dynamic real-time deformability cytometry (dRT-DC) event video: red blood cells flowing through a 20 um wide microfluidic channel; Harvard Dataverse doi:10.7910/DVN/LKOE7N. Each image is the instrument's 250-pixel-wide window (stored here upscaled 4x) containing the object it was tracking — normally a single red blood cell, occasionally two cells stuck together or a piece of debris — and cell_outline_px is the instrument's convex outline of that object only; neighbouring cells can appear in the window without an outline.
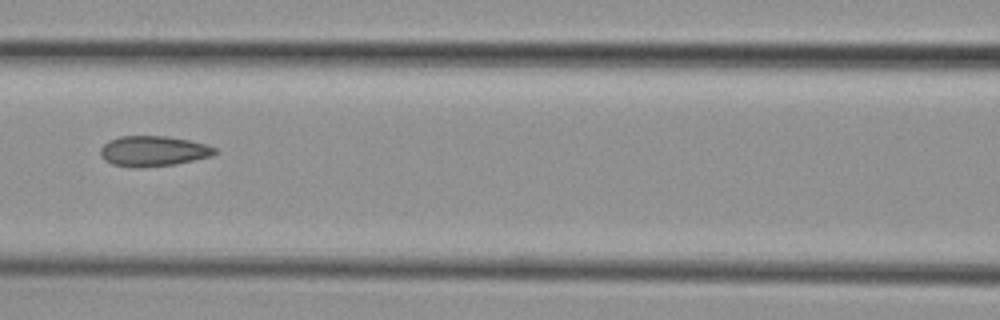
{"species": "common noctule bat (a hibernating species)", "species_latin": "Nyctalus noctula", "temperature_condition": "cold", "stored_images_in_passage": 4, "camera_frame_rate_fps": 3000, "um_per_image_px": 0.085, "animal": {"sex": "female", "body_mass_g": 29.2, "forearm_length_mm": 56.3}, "frame": {"image": 1, "passage_image": 4, "time_ms": 3.667, "image_size_px": [1000, 320], "cell_outline_px": [[216, 152], [212, 156], [176, 164], [140, 168], [132, 168], [112, 164], [104, 160], [100, 156], [100, 148], [108, 140], [120, 136], [168, 136], [208, 144], [216, 148]], "centroid_in_image_um": [13.01, 12.85], "position_along_channel_um": 153.6, "area_um2": 20.52}}